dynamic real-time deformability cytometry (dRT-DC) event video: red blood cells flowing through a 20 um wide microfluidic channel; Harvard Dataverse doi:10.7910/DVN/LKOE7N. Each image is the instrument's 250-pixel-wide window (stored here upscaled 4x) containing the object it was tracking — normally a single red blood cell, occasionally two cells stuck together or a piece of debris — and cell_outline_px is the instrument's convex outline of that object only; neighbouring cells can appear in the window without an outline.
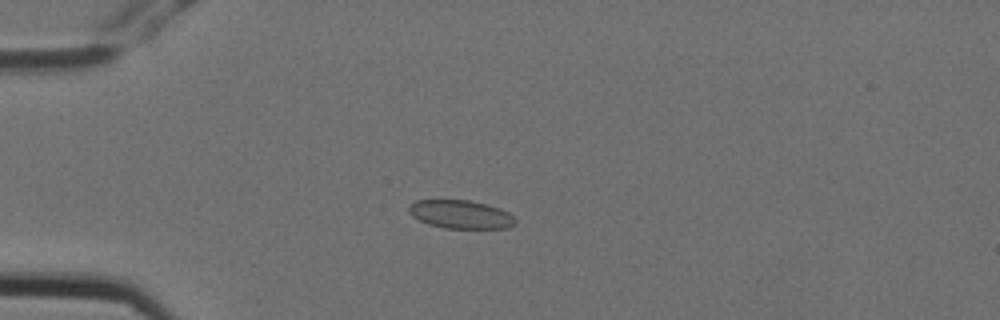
{"species": "Egyptian fruit bat (a non-hibernating species)", "species_latin": "Rousettus aegyptiacus", "temperature_condition": "cold", "stored_images_in_passage": 4, "camera_frame_rate_fps": 3000, "um_per_image_px": 0.085, "animal": {"sex": "female"}, "frame": {"image": 1, "passage_image": 4, "time_ms": 1.0, "image_size_px": [1000, 320], "cell_outline_px": [[516, 224], [508, 228], [444, 228], [428, 224], [412, 216], [408, 212], [408, 208], [416, 200], [468, 200], [488, 204], [500, 208], [508, 212], [516, 220]], "centroid_in_image_um": [39.17, 18.22], "position_along_channel_um": 45.8, "area_um2": 17.63}}